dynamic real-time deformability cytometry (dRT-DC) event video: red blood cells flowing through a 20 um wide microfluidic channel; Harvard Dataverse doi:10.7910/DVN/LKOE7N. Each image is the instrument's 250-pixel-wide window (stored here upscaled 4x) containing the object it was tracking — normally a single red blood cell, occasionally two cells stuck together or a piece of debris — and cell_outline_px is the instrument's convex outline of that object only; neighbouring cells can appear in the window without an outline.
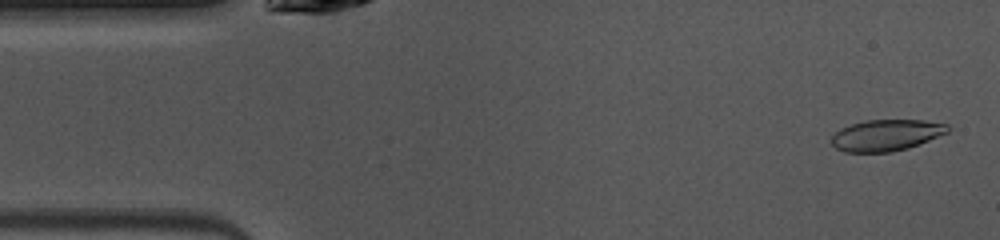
{"species": "common noctule bat (a hibernating species)", "species_latin": "Nyctalus noctula", "temperature_condition": "warm", "stored_images_in_passage": 47, "camera_frame_rate_fps": 3000, "um_per_image_px": 0.085, "animal": {"sex": "female", "body_mass_g": 10.0, "forearm_length_mm": 53.1}, "frame": {"image": 1, "passage_image": 2, "time_ms": 0.333, "image_size_px": [1000, 240], "cell_outline_px": [[948, 132], [908, 148], [892, 152], [844, 152], [836, 148], [832, 144], [832, 136], [840, 128], [852, 124], [868, 120], [924, 120], [948, 124]], "centroid_in_image_um": [75.31, 11.49], "position_along_channel_um": 9.7, "area_um2": 21.04}}
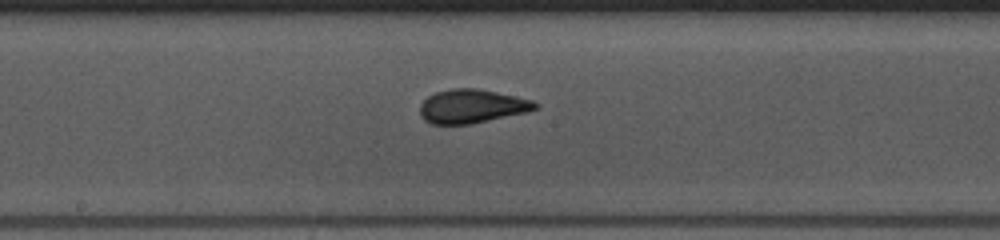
{"frame": {"image": 2, "passage_image": 23, "time_ms": 7.333, "image_size_px": [1000, 240], "cell_outline_px": [[540, 104], [536, 108], [528, 112], [472, 124], [432, 124], [424, 120], [420, 116], [420, 104], [428, 96], [436, 92], [452, 88], [476, 88], [496, 92], [532, 100]], "centroid_in_image_um": [40.1, 9.04], "position_along_channel_um": 208.1, "area_um2": 22.72}}
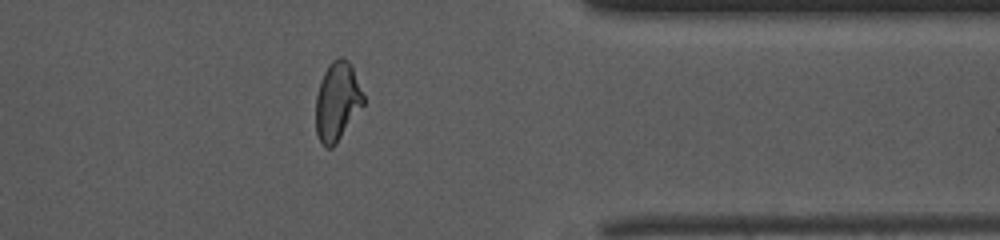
{"frame": {"image": 3, "passage_image": 37, "time_ms": 12.0, "image_size_px": [1000, 240], "cell_outline_px": [[364, 104], [336, 144], [332, 148], [324, 148], [316, 132], [316, 96], [320, 80], [328, 64], [332, 60], [340, 56], [348, 60], [352, 64], [364, 96]], "centroid_in_image_um": [28.66, 8.6], "position_along_channel_um": 382.7, "area_um2": 22.02}, "authors_computed_cell_mechanics": {"area_um2": 22.4842, "velocity_mm_per_s": 4.0889, "shape_relaxation_time_tau1_ms": 3.6283, "shape_relaxation_time_tau2_ms": 0.9679, "deformation_change_tau1": 0.1633, "deformation_change_tau2": 0.0479}}